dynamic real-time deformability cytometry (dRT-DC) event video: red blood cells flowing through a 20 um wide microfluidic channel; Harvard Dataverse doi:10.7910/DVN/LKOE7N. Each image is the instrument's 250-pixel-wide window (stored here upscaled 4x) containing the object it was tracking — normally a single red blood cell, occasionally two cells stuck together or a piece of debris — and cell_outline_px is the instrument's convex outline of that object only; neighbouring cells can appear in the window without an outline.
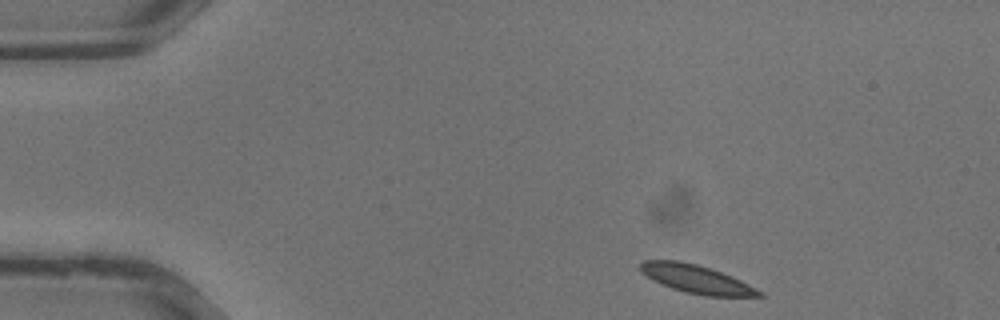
{"species": "common noctule bat (a hibernating species)", "species_latin": "Nyctalus noctula", "temperature_condition": "warm", "stored_images_in_passage": 31, "camera_frame_rate_fps": 3000, "um_per_image_px": 0.085, "animal": {"sex": "male", "body_mass_g": 13.3}, "frame": {"image": 1, "passage_image": 1, "time_ms": 0.0, "image_size_px": [1000, 320], "cell_outline_px": [[764, 296], [704, 296], [684, 292], [660, 284], [652, 280], [640, 272], [640, 264], [644, 260], [680, 260], [696, 264], [732, 276], [764, 292]], "centroid_in_image_um": [59.16, 23.72], "position_along_channel_um": 25.8, "area_um2": 19.59}}
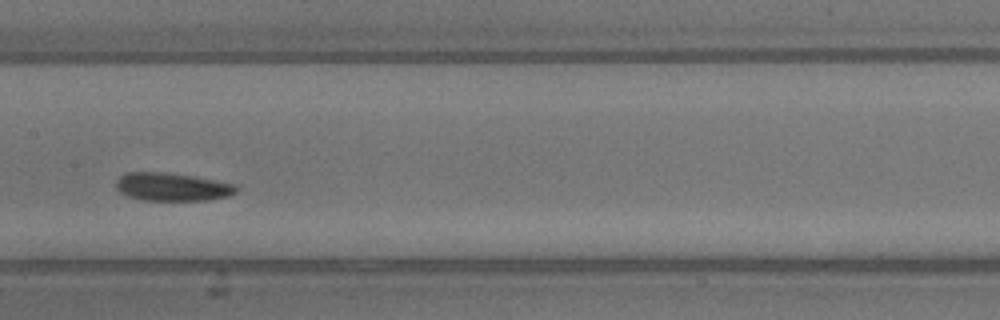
{"frame": {"image": 2, "passage_image": 14, "time_ms": 4.333, "image_size_px": [1000, 320], "cell_outline_px": [[236, 192], [228, 196], [208, 200], [144, 200], [128, 196], [120, 192], [116, 188], [116, 180], [120, 176], [128, 172], [164, 172], [192, 176], [232, 184], [236, 188]], "centroid_in_image_um": [14.57, 15.88], "position_along_channel_um": 192.8, "area_um2": 19.36}}
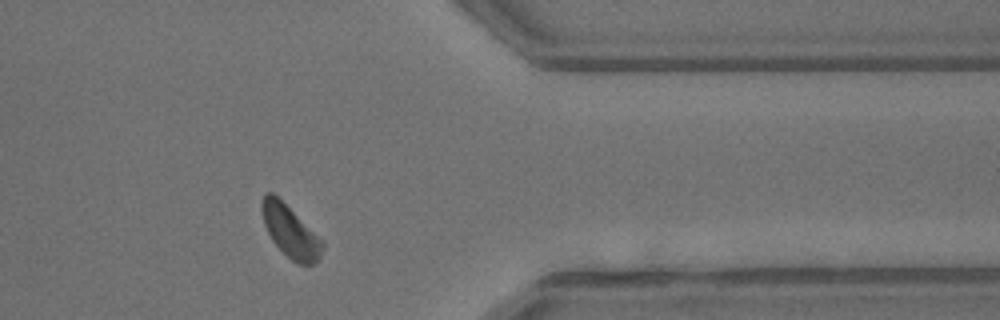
{"frame": {"image": 3, "passage_image": 25, "time_ms": 8.0, "image_size_px": [1000, 320], "cell_outline_px": [[324, 248], [320, 256], [312, 264], [296, 264], [272, 240], [264, 224], [260, 208], [260, 204], [264, 192], [272, 192], [324, 240]], "centroid_in_image_um": [24.67, 19.65], "position_along_channel_um": 386.7, "area_um2": 18.21}}